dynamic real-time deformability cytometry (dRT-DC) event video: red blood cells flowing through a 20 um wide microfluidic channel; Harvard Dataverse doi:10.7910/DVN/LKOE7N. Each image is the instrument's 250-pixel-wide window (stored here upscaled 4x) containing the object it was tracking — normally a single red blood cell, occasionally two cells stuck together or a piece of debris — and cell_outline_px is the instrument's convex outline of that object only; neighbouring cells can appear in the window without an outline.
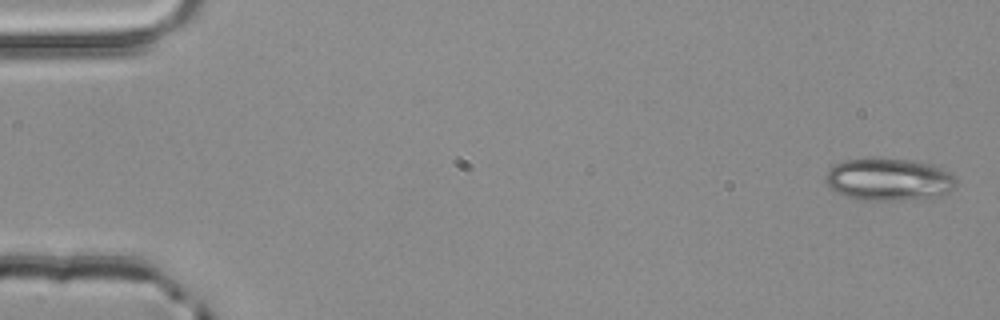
{"species": "common noctule bat (a hibernating species)", "species_latin": "Nyctalus noctula", "temperature_condition": "room temperature", "stored_images_in_passage": 4, "camera_frame_rate_fps": 3000, "um_per_image_px": 0.085, "animal": {"sex": "male", "body_mass_g": 20.4}, "frame": {"image": 1, "passage_image": 1, "time_ms": 0.0, "image_size_px": [1000, 320], "cell_outline_px": [[956, 184], [948, 192], [940, 196], [904, 200], [860, 200], [844, 196], [828, 188], [824, 180], [824, 176], [836, 164], [844, 160], [904, 160], [932, 164], [948, 172], [956, 180]], "centroid_in_image_um": [75.51, 15.3], "position_along_channel_um": 9.5, "area_um2": 31.73}}